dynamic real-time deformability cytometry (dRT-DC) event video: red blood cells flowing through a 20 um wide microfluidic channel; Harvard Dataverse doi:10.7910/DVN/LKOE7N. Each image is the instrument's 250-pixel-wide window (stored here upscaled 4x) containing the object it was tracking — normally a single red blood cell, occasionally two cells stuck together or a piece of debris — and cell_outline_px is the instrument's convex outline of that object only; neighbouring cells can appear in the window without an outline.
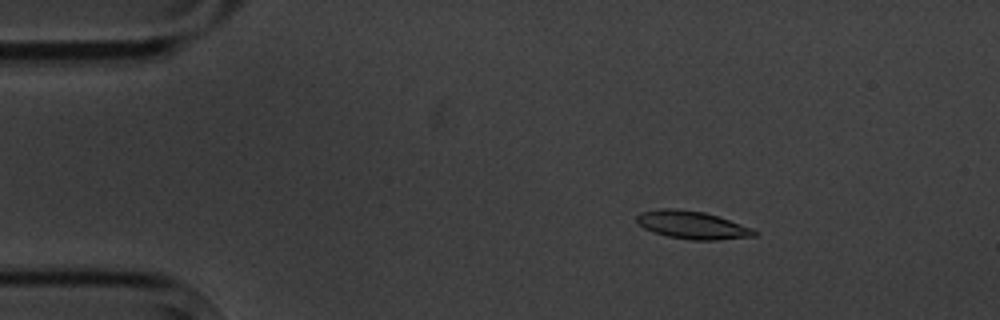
{"species": "common noctule bat (a hibernating species)", "species_latin": "Nyctalus noctula", "temperature_condition": "cold", "stored_images_in_passage": 4, "camera_frame_rate_fps": 3000, "um_per_image_px": 0.085, "animal": {"sex": "male", "body_mass_g": 20.1, "forearm_length_mm": 53.5}, "frame": {"image": 1, "passage_image": 2, "time_ms": 1.333, "image_size_px": [1000, 320], "cell_outline_px": [[760, 232], [756, 236], [716, 240], [688, 240], [668, 236], [644, 228], [636, 224], [636, 216], [640, 212], [664, 208], [672, 208], [704, 212], [752, 228]], "centroid_in_image_um": [58.83, 19.13], "position_along_channel_um": 26.2, "area_um2": 19.02}}